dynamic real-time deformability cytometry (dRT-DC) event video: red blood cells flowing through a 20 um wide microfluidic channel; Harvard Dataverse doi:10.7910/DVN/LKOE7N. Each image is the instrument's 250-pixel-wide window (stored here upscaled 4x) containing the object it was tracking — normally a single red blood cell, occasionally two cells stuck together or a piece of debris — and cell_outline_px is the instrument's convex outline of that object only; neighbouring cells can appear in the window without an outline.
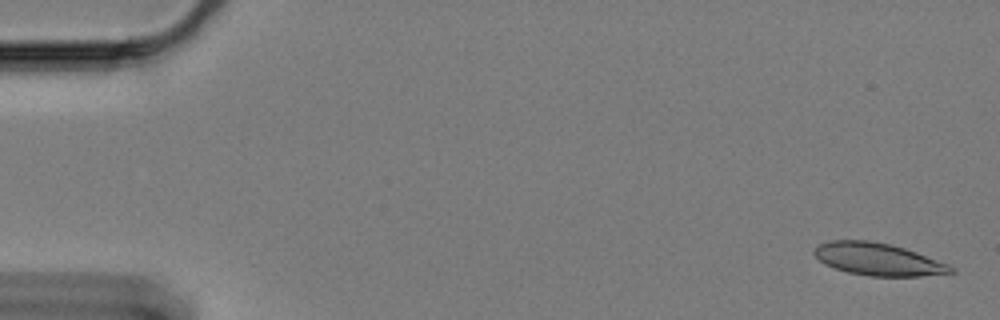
{"species": "Egyptian fruit bat (a non-hibernating species)", "species_latin": "Rousettus aegyptiacus", "temperature_condition": "cold", "stored_images_in_passage": 35, "camera_frame_rate_fps": 3000, "um_per_image_px": 0.085, "animal": {"sex": "female"}, "frame": {"image": 1, "passage_image": 2, "time_ms": 0.333, "image_size_px": [1000, 320], "cell_outline_px": [[956, 272], [920, 276], [868, 276], [848, 272], [824, 264], [812, 252], [820, 244], [832, 240], [868, 240], [888, 244], [904, 248], [916, 252], [948, 264], [956, 268]], "centroid_in_image_um": [74.65, 22.04], "position_along_channel_um": 10.4, "area_um2": 25.55}}
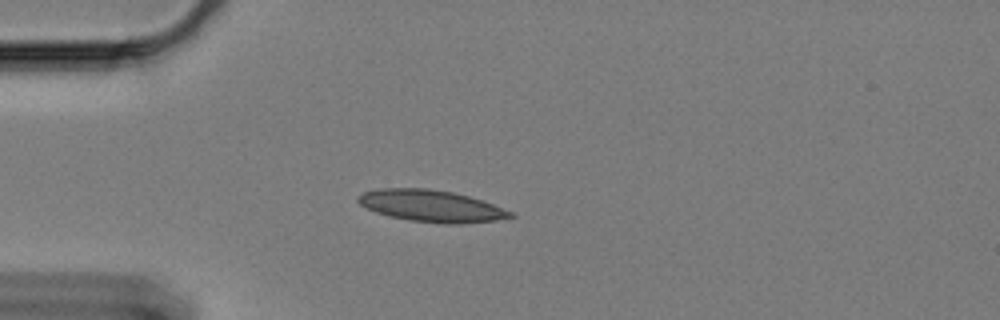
{"frame": {"image": 2, "passage_image": 16, "time_ms": 5.0, "image_size_px": [1000, 320], "cell_outline_px": [[516, 216], [496, 220], [460, 224], [444, 224], [408, 220], [388, 216], [376, 212], [360, 204], [356, 200], [356, 196], [364, 192], [384, 188], [428, 188], [452, 192], [468, 196], [492, 204], [512, 212]], "centroid_in_image_um": [36.63, 17.51], "position_along_channel_um": 48.4, "area_um2": 28.09}}
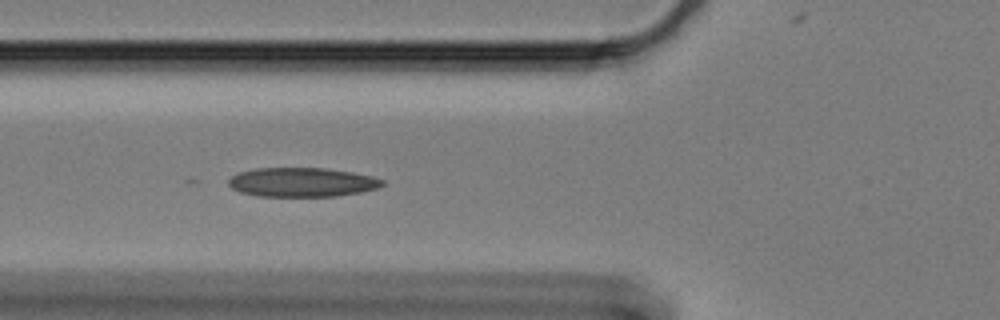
{"frame": {"image": 3, "passage_image": 22, "time_ms": 7.0, "image_size_px": [1000, 320], "cell_outline_px": [[384, 184], [380, 188], [360, 192], [336, 196], [256, 196], [240, 192], [232, 188], [228, 184], [228, 180], [232, 176], [240, 172], [256, 168], [324, 168], [352, 172], [372, 176], [384, 180]], "centroid_in_image_um": [25.68, 15.49], "position_along_channel_um": 100.1, "area_um2": 26.18}}